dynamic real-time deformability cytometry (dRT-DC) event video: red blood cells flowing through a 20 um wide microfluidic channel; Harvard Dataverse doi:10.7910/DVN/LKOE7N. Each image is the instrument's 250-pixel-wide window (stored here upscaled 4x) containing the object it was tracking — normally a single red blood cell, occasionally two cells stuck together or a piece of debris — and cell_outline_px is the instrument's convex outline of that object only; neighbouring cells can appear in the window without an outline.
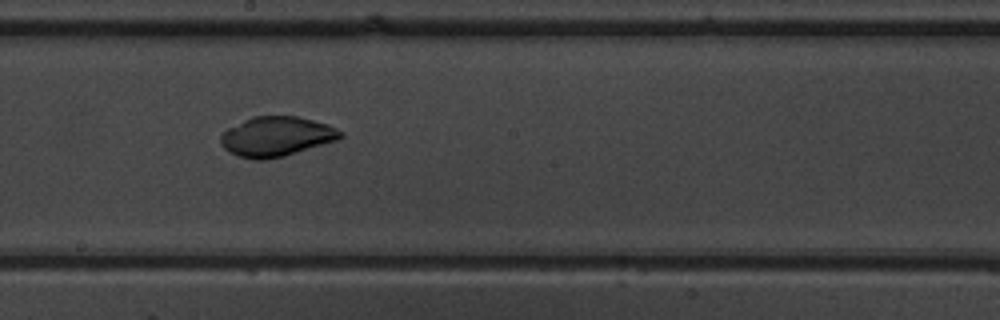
{"species": "common noctule bat (a hibernating species)", "species_latin": "Nyctalus noctula", "temperature_condition": "warm", "stored_images_in_passage": 52, "camera_frame_rate_fps": 3000, "um_per_image_px": 0.085, "animal": {"sex": "male", "body_mass_g": 19.5, "forearm_length_mm": 54.6}, "frame": {"image": 1, "passage_image": 30, "time_ms": 9.667, "image_size_px": [1000, 320], "cell_outline_px": [[344, 136], [340, 140], [284, 156], [264, 160], [256, 160], [240, 156], [228, 152], [220, 144], [220, 136], [228, 128], [252, 116], [296, 116], [328, 124], [344, 132]], "centroid_in_image_um": [23.53, 11.61], "position_along_channel_um": 224.7, "area_um2": 27.92}}
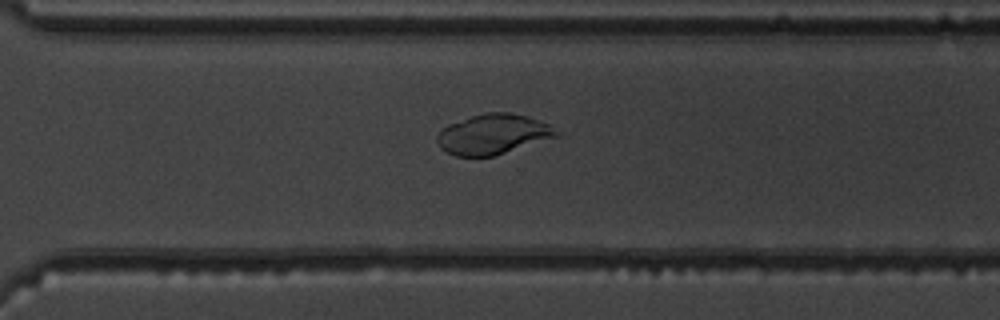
{"frame": {"image": 2, "passage_image": 38, "time_ms": 12.333, "image_size_px": [1000, 320], "cell_outline_px": [[560, 136], [492, 156], [456, 156], [440, 148], [436, 140], [436, 136], [448, 124], [484, 112], [508, 112], [528, 116], [548, 124], [560, 132]], "centroid_in_image_um": [41.92, 11.4], "position_along_channel_um": 328.7, "area_um2": 27.74}}
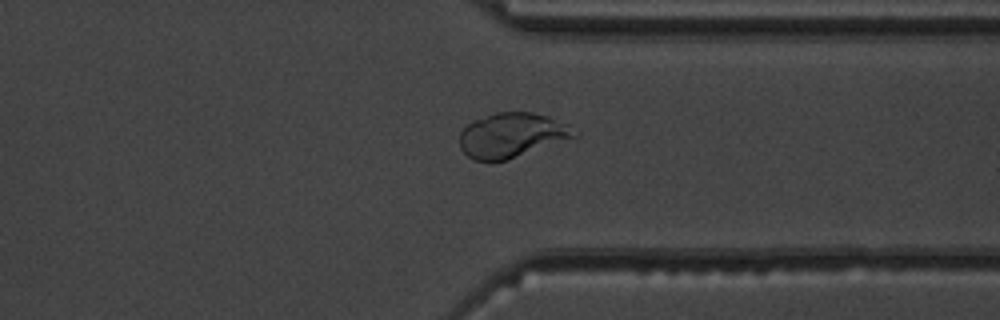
{"frame": {"image": 3, "passage_image": 41, "time_ms": 13.333, "image_size_px": [1000, 320], "cell_outline_px": [[580, 132], [576, 136], [508, 160], [472, 160], [460, 148], [460, 132], [472, 120], [496, 112], [532, 112], [548, 116], [568, 124]], "centroid_in_image_um": [43.51, 11.48], "position_along_channel_um": 367.9, "area_um2": 29.77}}